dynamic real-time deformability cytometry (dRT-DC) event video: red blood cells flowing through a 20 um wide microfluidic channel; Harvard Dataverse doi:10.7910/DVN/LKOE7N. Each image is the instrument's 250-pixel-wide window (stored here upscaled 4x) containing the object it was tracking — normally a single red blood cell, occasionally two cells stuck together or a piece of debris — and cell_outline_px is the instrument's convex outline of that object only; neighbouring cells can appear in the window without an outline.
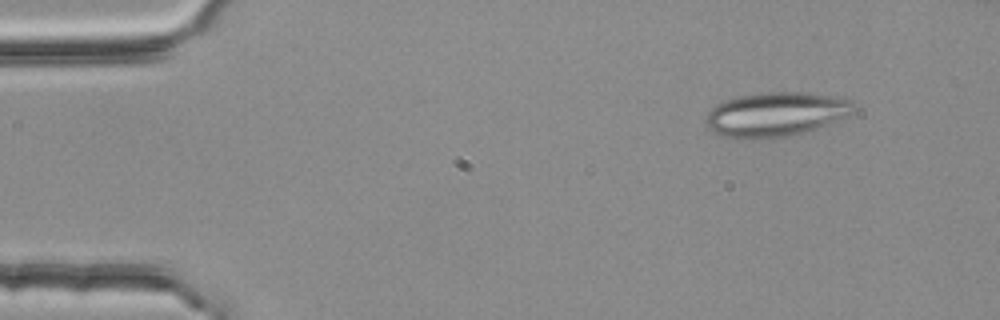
{"species": "common noctule bat (a hibernating species)", "species_latin": "Nyctalus noctula", "temperature_condition": "room temperature", "stored_images_in_passage": 5, "camera_frame_rate_fps": 3000, "um_per_image_px": 0.085, "animal": {"sex": "female", "body_mass_g": 25.1}, "frame": {"image": 1, "passage_image": 2, "time_ms": 0.333, "image_size_px": [1000, 320], "cell_outline_px": [[852, 112], [848, 116], [804, 132], [784, 136], [760, 140], [740, 140], [720, 136], [712, 132], [704, 124], [704, 120], [708, 112], [716, 104], [724, 100], [736, 96], [764, 92], [808, 92], [836, 96], [852, 100]], "centroid_in_image_um": [65.85, 9.73], "position_along_channel_um": 19.2, "area_um2": 38.73}}